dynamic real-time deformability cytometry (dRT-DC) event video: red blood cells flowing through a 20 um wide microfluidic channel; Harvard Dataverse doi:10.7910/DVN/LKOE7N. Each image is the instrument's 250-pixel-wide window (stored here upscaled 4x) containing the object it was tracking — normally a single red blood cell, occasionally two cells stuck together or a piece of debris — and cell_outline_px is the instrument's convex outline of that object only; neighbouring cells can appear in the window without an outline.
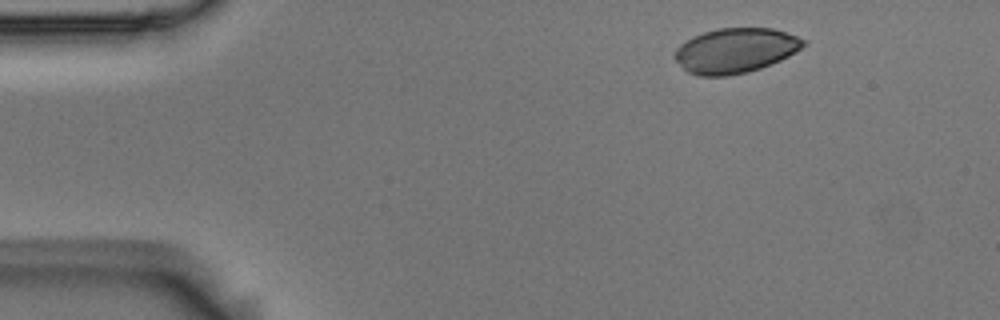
{"species": "Egyptian fruit bat (a non-hibernating species)", "species_latin": "Rousettus aegyptiacus", "temperature_condition": "room temperature", "stored_images_in_passage": 3, "camera_frame_rate_fps": 3000, "um_per_image_px": 0.085, "animal": {"sex": "male"}, "frame": {"image": 1, "passage_image": 1, "time_ms": 0.0, "image_size_px": [1000, 320], "cell_outline_px": [[804, 44], [796, 52], [780, 60], [760, 68], [748, 72], [728, 76], [696, 76], [688, 72], [672, 56], [676, 48], [680, 44], [704, 32], [716, 28], [772, 28], [796, 36], [804, 40]], "centroid_in_image_um": [62.47, 4.31], "position_along_channel_um": 22.5, "area_um2": 33.41}}